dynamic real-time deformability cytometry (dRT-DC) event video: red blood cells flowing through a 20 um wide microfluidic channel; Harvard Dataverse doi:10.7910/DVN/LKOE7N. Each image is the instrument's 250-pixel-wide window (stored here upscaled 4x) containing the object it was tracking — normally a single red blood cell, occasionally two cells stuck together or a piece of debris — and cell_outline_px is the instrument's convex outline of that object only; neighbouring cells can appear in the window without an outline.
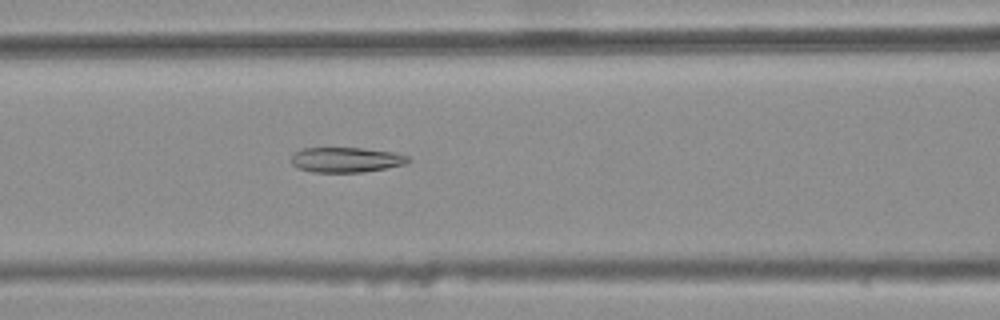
{"species": "common noctule bat (a hibernating species)", "species_latin": "Nyctalus noctula", "temperature_condition": "warm", "stored_images_in_passage": 38, "camera_frame_rate_fps": 3000, "um_per_image_px": 0.085, "animal": {"sex": "female", "body_mass_g": 25.1}, "frame": {"image": 1, "passage_image": 13, "time_ms": 4.0, "image_size_px": [1000, 320], "cell_outline_px": [[412, 160], [404, 164], [364, 172], [312, 172], [296, 168], [292, 164], [292, 156], [296, 152], [304, 148], [364, 148], [396, 152], [408, 156]], "centroid_in_image_um": [29.43, 13.58], "position_along_channel_um": 137.2, "area_um2": 17.11}}
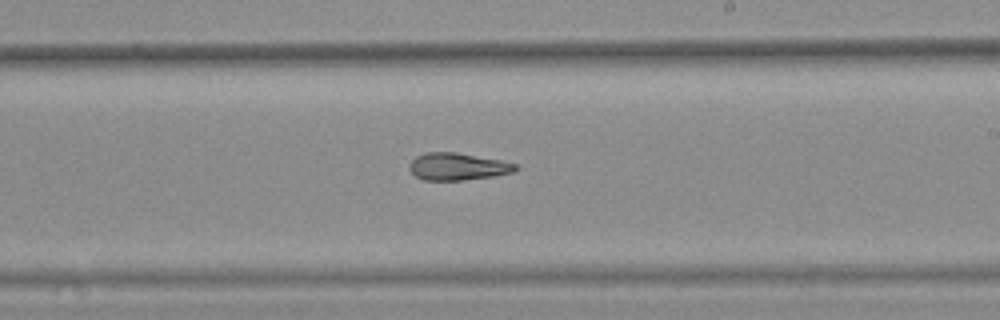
{"frame": {"image": 2, "passage_image": 22, "time_ms": 7.0, "image_size_px": [1000, 320], "cell_outline_px": [[520, 168], [512, 172], [492, 176], [464, 180], [424, 180], [416, 176], [408, 168], [408, 164], [416, 156], [424, 152], [456, 152], [500, 160], [516, 164]], "centroid_in_image_um": [38.87, 14.15], "position_along_channel_um": 250.1, "area_um2": 16.82}}
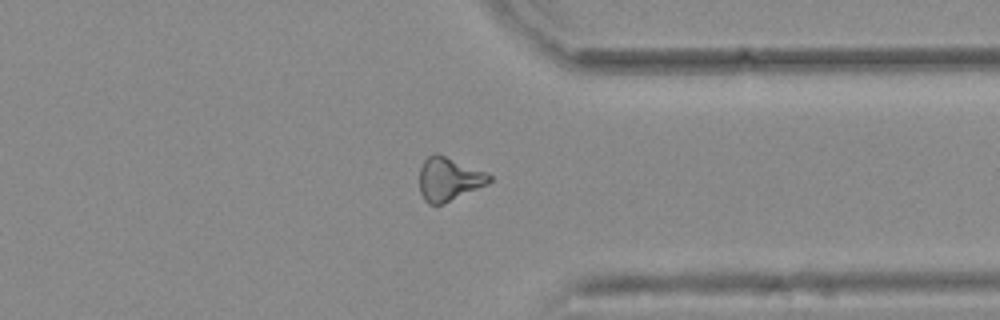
{"frame": {"image": 3, "passage_image": 32, "time_ms": 10.333, "image_size_px": [1000, 320], "cell_outline_px": [[492, 180], [488, 184], [444, 204], [428, 204], [424, 200], [420, 192], [420, 168], [424, 160], [432, 152], [436, 152], [488, 172], [492, 176]], "centroid_in_image_um": [38.17, 15.21], "position_along_channel_um": 373.2, "area_um2": 17.98}, "authors_computed_cell_mechanics": {"area_um2": 17.3689, "velocity_mm_per_s": 3.7739, "shape_relaxation_time_tau1_ms": null, "shape_relaxation_time_tau2_ms": 6.6673, "deformation_change_tau1": null, "deformation_change_tau2": 0.1646}}